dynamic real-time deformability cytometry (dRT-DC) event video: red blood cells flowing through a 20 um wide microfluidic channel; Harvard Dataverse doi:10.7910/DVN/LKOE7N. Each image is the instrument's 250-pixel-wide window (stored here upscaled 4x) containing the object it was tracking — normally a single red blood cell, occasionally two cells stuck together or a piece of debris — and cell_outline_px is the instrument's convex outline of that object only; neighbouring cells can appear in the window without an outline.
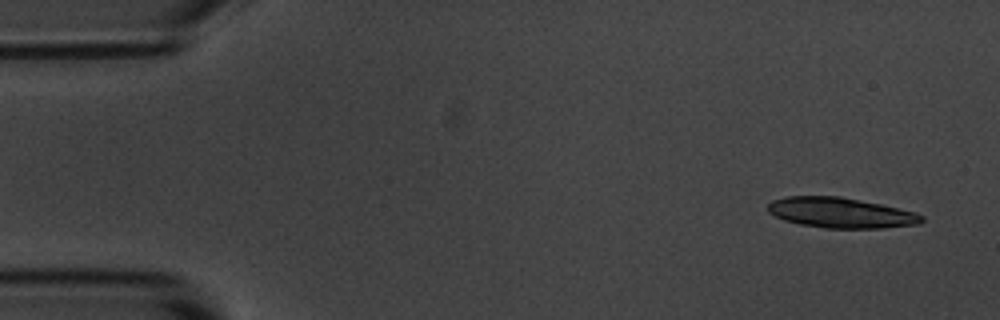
{"species": "common noctule bat (a hibernating species)", "species_latin": "Nyctalus noctula", "temperature_condition": "room temperature", "stored_images_in_passage": 4, "camera_frame_rate_fps": 3000, "um_per_image_px": 0.085, "animal": {"sex": "male", "body_mass_g": 20.1, "forearm_length_mm": 53.5}, "frame": {"image": 1, "passage_image": 1, "time_ms": 0.0, "image_size_px": [1000, 320], "cell_outline_px": [[924, 220], [920, 224], [884, 228], [824, 228], [800, 224], [784, 220], [768, 212], [768, 204], [772, 200], [784, 196], [840, 196], [880, 204], [916, 212], [924, 216]], "centroid_in_image_um": [71.47, 18.08], "position_along_channel_um": 13.5, "area_um2": 27.28}}